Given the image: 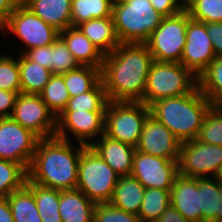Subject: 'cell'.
Segmentation results:
<instances>
[{"label": "cell", "instance_id": "obj_42", "mask_svg": "<svg viewBox=\"0 0 222 222\" xmlns=\"http://www.w3.org/2000/svg\"><path fill=\"white\" fill-rule=\"evenodd\" d=\"M206 31L216 57H222V22L206 23Z\"/></svg>", "mask_w": 222, "mask_h": 222}, {"label": "cell", "instance_id": "obj_33", "mask_svg": "<svg viewBox=\"0 0 222 222\" xmlns=\"http://www.w3.org/2000/svg\"><path fill=\"white\" fill-rule=\"evenodd\" d=\"M108 98L102 80L90 91L70 97L63 111H106Z\"/></svg>", "mask_w": 222, "mask_h": 222}, {"label": "cell", "instance_id": "obj_7", "mask_svg": "<svg viewBox=\"0 0 222 222\" xmlns=\"http://www.w3.org/2000/svg\"><path fill=\"white\" fill-rule=\"evenodd\" d=\"M149 115L150 109L143 102L108 101L105 135L136 147Z\"/></svg>", "mask_w": 222, "mask_h": 222}, {"label": "cell", "instance_id": "obj_30", "mask_svg": "<svg viewBox=\"0 0 222 222\" xmlns=\"http://www.w3.org/2000/svg\"><path fill=\"white\" fill-rule=\"evenodd\" d=\"M112 0H72V26L94 18L112 17Z\"/></svg>", "mask_w": 222, "mask_h": 222}, {"label": "cell", "instance_id": "obj_25", "mask_svg": "<svg viewBox=\"0 0 222 222\" xmlns=\"http://www.w3.org/2000/svg\"><path fill=\"white\" fill-rule=\"evenodd\" d=\"M7 198L15 222H42L34 193L26 184Z\"/></svg>", "mask_w": 222, "mask_h": 222}, {"label": "cell", "instance_id": "obj_15", "mask_svg": "<svg viewBox=\"0 0 222 222\" xmlns=\"http://www.w3.org/2000/svg\"><path fill=\"white\" fill-rule=\"evenodd\" d=\"M215 57L212 42L206 31V23L190 18L180 63L198 78Z\"/></svg>", "mask_w": 222, "mask_h": 222}, {"label": "cell", "instance_id": "obj_24", "mask_svg": "<svg viewBox=\"0 0 222 222\" xmlns=\"http://www.w3.org/2000/svg\"><path fill=\"white\" fill-rule=\"evenodd\" d=\"M21 93L39 94L48 83L52 73L49 69L30 61L24 54L18 56Z\"/></svg>", "mask_w": 222, "mask_h": 222}, {"label": "cell", "instance_id": "obj_9", "mask_svg": "<svg viewBox=\"0 0 222 222\" xmlns=\"http://www.w3.org/2000/svg\"><path fill=\"white\" fill-rule=\"evenodd\" d=\"M0 29H9L11 33L19 37L28 47L26 51L53 44L59 38L60 32L35 15L22 2L0 26Z\"/></svg>", "mask_w": 222, "mask_h": 222}, {"label": "cell", "instance_id": "obj_45", "mask_svg": "<svg viewBox=\"0 0 222 222\" xmlns=\"http://www.w3.org/2000/svg\"><path fill=\"white\" fill-rule=\"evenodd\" d=\"M21 2V0H0V26Z\"/></svg>", "mask_w": 222, "mask_h": 222}, {"label": "cell", "instance_id": "obj_46", "mask_svg": "<svg viewBox=\"0 0 222 222\" xmlns=\"http://www.w3.org/2000/svg\"><path fill=\"white\" fill-rule=\"evenodd\" d=\"M0 222H15L7 197L0 198Z\"/></svg>", "mask_w": 222, "mask_h": 222}, {"label": "cell", "instance_id": "obj_16", "mask_svg": "<svg viewBox=\"0 0 222 222\" xmlns=\"http://www.w3.org/2000/svg\"><path fill=\"white\" fill-rule=\"evenodd\" d=\"M181 142L161 122L149 115L144 123L136 150L178 161Z\"/></svg>", "mask_w": 222, "mask_h": 222}, {"label": "cell", "instance_id": "obj_20", "mask_svg": "<svg viewBox=\"0 0 222 222\" xmlns=\"http://www.w3.org/2000/svg\"><path fill=\"white\" fill-rule=\"evenodd\" d=\"M22 3L58 31L72 26V0H22Z\"/></svg>", "mask_w": 222, "mask_h": 222}, {"label": "cell", "instance_id": "obj_6", "mask_svg": "<svg viewBox=\"0 0 222 222\" xmlns=\"http://www.w3.org/2000/svg\"><path fill=\"white\" fill-rule=\"evenodd\" d=\"M119 177L90 146L82 150L78 164L77 189L92 202L108 203Z\"/></svg>", "mask_w": 222, "mask_h": 222}, {"label": "cell", "instance_id": "obj_22", "mask_svg": "<svg viewBox=\"0 0 222 222\" xmlns=\"http://www.w3.org/2000/svg\"><path fill=\"white\" fill-rule=\"evenodd\" d=\"M95 205L77 188L60 191L59 213L62 222H93Z\"/></svg>", "mask_w": 222, "mask_h": 222}, {"label": "cell", "instance_id": "obj_11", "mask_svg": "<svg viewBox=\"0 0 222 222\" xmlns=\"http://www.w3.org/2000/svg\"><path fill=\"white\" fill-rule=\"evenodd\" d=\"M222 164V146L207 144L197 139L180 144L178 172L192 178H213Z\"/></svg>", "mask_w": 222, "mask_h": 222}, {"label": "cell", "instance_id": "obj_3", "mask_svg": "<svg viewBox=\"0 0 222 222\" xmlns=\"http://www.w3.org/2000/svg\"><path fill=\"white\" fill-rule=\"evenodd\" d=\"M212 103L198 86L185 95L168 97L153 102L150 115L166 126L182 143L197 138Z\"/></svg>", "mask_w": 222, "mask_h": 222}, {"label": "cell", "instance_id": "obj_27", "mask_svg": "<svg viewBox=\"0 0 222 222\" xmlns=\"http://www.w3.org/2000/svg\"><path fill=\"white\" fill-rule=\"evenodd\" d=\"M26 185L33 191L42 222H62L59 213L60 191L32 183L28 178Z\"/></svg>", "mask_w": 222, "mask_h": 222}, {"label": "cell", "instance_id": "obj_43", "mask_svg": "<svg viewBox=\"0 0 222 222\" xmlns=\"http://www.w3.org/2000/svg\"><path fill=\"white\" fill-rule=\"evenodd\" d=\"M17 95V92L0 89V118L11 116Z\"/></svg>", "mask_w": 222, "mask_h": 222}, {"label": "cell", "instance_id": "obj_32", "mask_svg": "<svg viewBox=\"0 0 222 222\" xmlns=\"http://www.w3.org/2000/svg\"><path fill=\"white\" fill-rule=\"evenodd\" d=\"M39 96L56 117L60 115L70 99L63 75L52 74Z\"/></svg>", "mask_w": 222, "mask_h": 222}, {"label": "cell", "instance_id": "obj_23", "mask_svg": "<svg viewBox=\"0 0 222 222\" xmlns=\"http://www.w3.org/2000/svg\"><path fill=\"white\" fill-rule=\"evenodd\" d=\"M145 189L132 175L120 176L109 203L125 212L138 215Z\"/></svg>", "mask_w": 222, "mask_h": 222}, {"label": "cell", "instance_id": "obj_29", "mask_svg": "<svg viewBox=\"0 0 222 222\" xmlns=\"http://www.w3.org/2000/svg\"><path fill=\"white\" fill-rule=\"evenodd\" d=\"M202 222H220L219 183L214 178H199Z\"/></svg>", "mask_w": 222, "mask_h": 222}, {"label": "cell", "instance_id": "obj_40", "mask_svg": "<svg viewBox=\"0 0 222 222\" xmlns=\"http://www.w3.org/2000/svg\"><path fill=\"white\" fill-rule=\"evenodd\" d=\"M51 52L52 44L22 51V54H24L30 61L38 63L44 68L51 70Z\"/></svg>", "mask_w": 222, "mask_h": 222}, {"label": "cell", "instance_id": "obj_36", "mask_svg": "<svg viewBox=\"0 0 222 222\" xmlns=\"http://www.w3.org/2000/svg\"><path fill=\"white\" fill-rule=\"evenodd\" d=\"M185 10L200 22H222V0H195Z\"/></svg>", "mask_w": 222, "mask_h": 222}, {"label": "cell", "instance_id": "obj_35", "mask_svg": "<svg viewBox=\"0 0 222 222\" xmlns=\"http://www.w3.org/2000/svg\"><path fill=\"white\" fill-rule=\"evenodd\" d=\"M198 141L222 146V108L212 106L203 119Z\"/></svg>", "mask_w": 222, "mask_h": 222}, {"label": "cell", "instance_id": "obj_19", "mask_svg": "<svg viewBox=\"0 0 222 222\" xmlns=\"http://www.w3.org/2000/svg\"><path fill=\"white\" fill-rule=\"evenodd\" d=\"M59 37L80 65L102 69L104 55L77 27L71 26L60 31Z\"/></svg>", "mask_w": 222, "mask_h": 222}, {"label": "cell", "instance_id": "obj_47", "mask_svg": "<svg viewBox=\"0 0 222 222\" xmlns=\"http://www.w3.org/2000/svg\"><path fill=\"white\" fill-rule=\"evenodd\" d=\"M219 198H220V222H222V183H219Z\"/></svg>", "mask_w": 222, "mask_h": 222}, {"label": "cell", "instance_id": "obj_39", "mask_svg": "<svg viewBox=\"0 0 222 222\" xmlns=\"http://www.w3.org/2000/svg\"><path fill=\"white\" fill-rule=\"evenodd\" d=\"M93 222H141L138 215L125 212L108 203L96 204Z\"/></svg>", "mask_w": 222, "mask_h": 222}, {"label": "cell", "instance_id": "obj_12", "mask_svg": "<svg viewBox=\"0 0 222 222\" xmlns=\"http://www.w3.org/2000/svg\"><path fill=\"white\" fill-rule=\"evenodd\" d=\"M38 140L11 117L0 118V159L21 164L28 171Z\"/></svg>", "mask_w": 222, "mask_h": 222}, {"label": "cell", "instance_id": "obj_18", "mask_svg": "<svg viewBox=\"0 0 222 222\" xmlns=\"http://www.w3.org/2000/svg\"><path fill=\"white\" fill-rule=\"evenodd\" d=\"M90 147L120 176L131 175L136 147L103 134Z\"/></svg>", "mask_w": 222, "mask_h": 222}, {"label": "cell", "instance_id": "obj_14", "mask_svg": "<svg viewBox=\"0 0 222 222\" xmlns=\"http://www.w3.org/2000/svg\"><path fill=\"white\" fill-rule=\"evenodd\" d=\"M105 112L63 111L57 116L55 137L69 141L66 131L69 130L79 143L90 146L91 138L105 134Z\"/></svg>", "mask_w": 222, "mask_h": 222}, {"label": "cell", "instance_id": "obj_31", "mask_svg": "<svg viewBox=\"0 0 222 222\" xmlns=\"http://www.w3.org/2000/svg\"><path fill=\"white\" fill-rule=\"evenodd\" d=\"M170 191L146 188L138 216L141 222H155L170 205Z\"/></svg>", "mask_w": 222, "mask_h": 222}, {"label": "cell", "instance_id": "obj_17", "mask_svg": "<svg viewBox=\"0 0 222 222\" xmlns=\"http://www.w3.org/2000/svg\"><path fill=\"white\" fill-rule=\"evenodd\" d=\"M170 204L191 222H202L199 178L178 174L170 191Z\"/></svg>", "mask_w": 222, "mask_h": 222}, {"label": "cell", "instance_id": "obj_21", "mask_svg": "<svg viewBox=\"0 0 222 222\" xmlns=\"http://www.w3.org/2000/svg\"><path fill=\"white\" fill-rule=\"evenodd\" d=\"M76 27L104 56L110 54L121 43L112 17L94 18Z\"/></svg>", "mask_w": 222, "mask_h": 222}, {"label": "cell", "instance_id": "obj_44", "mask_svg": "<svg viewBox=\"0 0 222 222\" xmlns=\"http://www.w3.org/2000/svg\"><path fill=\"white\" fill-rule=\"evenodd\" d=\"M155 222H191L184 218L171 204Z\"/></svg>", "mask_w": 222, "mask_h": 222}, {"label": "cell", "instance_id": "obj_8", "mask_svg": "<svg viewBox=\"0 0 222 222\" xmlns=\"http://www.w3.org/2000/svg\"><path fill=\"white\" fill-rule=\"evenodd\" d=\"M189 19L186 10L162 18L161 23L145 42L155 61L180 63Z\"/></svg>", "mask_w": 222, "mask_h": 222}, {"label": "cell", "instance_id": "obj_49", "mask_svg": "<svg viewBox=\"0 0 222 222\" xmlns=\"http://www.w3.org/2000/svg\"><path fill=\"white\" fill-rule=\"evenodd\" d=\"M184 9H186L195 0H180Z\"/></svg>", "mask_w": 222, "mask_h": 222}, {"label": "cell", "instance_id": "obj_10", "mask_svg": "<svg viewBox=\"0 0 222 222\" xmlns=\"http://www.w3.org/2000/svg\"><path fill=\"white\" fill-rule=\"evenodd\" d=\"M10 117L39 139L55 137L57 117L39 94H18Z\"/></svg>", "mask_w": 222, "mask_h": 222}, {"label": "cell", "instance_id": "obj_48", "mask_svg": "<svg viewBox=\"0 0 222 222\" xmlns=\"http://www.w3.org/2000/svg\"><path fill=\"white\" fill-rule=\"evenodd\" d=\"M214 178L218 183H222V164L220 165L218 172L216 173Z\"/></svg>", "mask_w": 222, "mask_h": 222}, {"label": "cell", "instance_id": "obj_5", "mask_svg": "<svg viewBox=\"0 0 222 222\" xmlns=\"http://www.w3.org/2000/svg\"><path fill=\"white\" fill-rule=\"evenodd\" d=\"M197 86L198 78L181 63L154 60L140 102L149 107L160 99L191 93Z\"/></svg>", "mask_w": 222, "mask_h": 222}, {"label": "cell", "instance_id": "obj_1", "mask_svg": "<svg viewBox=\"0 0 222 222\" xmlns=\"http://www.w3.org/2000/svg\"><path fill=\"white\" fill-rule=\"evenodd\" d=\"M153 61L145 43H120L105 55L101 80L108 101L140 102Z\"/></svg>", "mask_w": 222, "mask_h": 222}, {"label": "cell", "instance_id": "obj_2", "mask_svg": "<svg viewBox=\"0 0 222 222\" xmlns=\"http://www.w3.org/2000/svg\"><path fill=\"white\" fill-rule=\"evenodd\" d=\"M79 145L72 147L70 141L57 137L39 139L27 171L28 179L59 191L76 189L78 164L82 150L86 147L81 143Z\"/></svg>", "mask_w": 222, "mask_h": 222}, {"label": "cell", "instance_id": "obj_41", "mask_svg": "<svg viewBox=\"0 0 222 222\" xmlns=\"http://www.w3.org/2000/svg\"><path fill=\"white\" fill-rule=\"evenodd\" d=\"M150 3L164 17L173 16L185 10L179 0H150Z\"/></svg>", "mask_w": 222, "mask_h": 222}, {"label": "cell", "instance_id": "obj_26", "mask_svg": "<svg viewBox=\"0 0 222 222\" xmlns=\"http://www.w3.org/2000/svg\"><path fill=\"white\" fill-rule=\"evenodd\" d=\"M198 88L212 106L222 107V57H215L199 75Z\"/></svg>", "mask_w": 222, "mask_h": 222}, {"label": "cell", "instance_id": "obj_38", "mask_svg": "<svg viewBox=\"0 0 222 222\" xmlns=\"http://www.w3.org/2000/svg\"><path fill=\"white\" fill-rule=\"evenodd\" d=\"M0 89L21 93L18 60L5 54L0 56Z\"/></svg>", "mask_w": 222, "mask_h": 222}, {"label": "cell", "instance_id": "obj_13", "mask_svg": "<svg viewBox=\"0 0 222 222\" xmlns=\"http://www.w3.org/2000/svg\"><path fill=\"white\" fill-rule=\"evenodd\" d=\"M178 174V161L135 151L131 175L145 188L171 190Z\"/></svg>", "mask_w": 222, "mask_h": 222}, {"label": "cell", "instance_id": "obj_34", "mask_svg": "<svg viewBox=\"0 0 222 222\" xmlns=\"http://www.w3.org/2000/svg\"><path fill=\"white\" fill-rule=\"evenodd\" d=\"M27 178L28 172L21 164L0 159V198L22 188Z\"/></svg>", "mask_w": 222, "mask_h": 222}, {"label": "cell", "instance_id": "obj_37", "mask_svg": "<svg viewBox=\"0 0 222 222\" xmlns=\"http://www.w3.org/2000/svg\"><path fill=\"white\" fill-rule=\"evenodd\" d=\"M79 66L80 64L68 50L64 41L59 37L52 44L51 73L62 75Z\"/></svg>", "mask_w": 222, "mask_h": 222}, {"label": "cell", "instance_id": "obj_50", "mask_svg": "<svg viewBox=\"0 0 222 222\" xmlns=\"http://www.w3.org/2000/svg\"><path fill=\"white\" fill-rule=\"evenodd\" d=\"M127 0H112V3L113 4H116V3H121V2H125Z\"/></svg>", "mask_w": 222, "mask_h": 222}, {"label": "cell", "instance_id": "obj_28", "mask_svg": "<svg viewBox=\"0 0 222 222\" xmlns=\"http://www.w3.org/2000/svg\"><path fill=\"white\" fill-rule=\"evenodd\" d=\"M62 75L70 97L92 90L101 81V69L87 65H80Z\"/></svg>", "mask_w": 222, "mask_h": 222}, {"label": "cell", "instance_id": "obj_4", "mask_svg": "<svg viewBox=\"0 0 222 222\" xmlns=\"http://www.w3.org/2000/svg\"><path fill=\"white\" fill-rule=\"evenodd\" d=\"M163 17L150 0H127L112 6V18L121 43H145Z\"/></svg>", "mask_w": 222, "mask_h": 222}]
</instances>
